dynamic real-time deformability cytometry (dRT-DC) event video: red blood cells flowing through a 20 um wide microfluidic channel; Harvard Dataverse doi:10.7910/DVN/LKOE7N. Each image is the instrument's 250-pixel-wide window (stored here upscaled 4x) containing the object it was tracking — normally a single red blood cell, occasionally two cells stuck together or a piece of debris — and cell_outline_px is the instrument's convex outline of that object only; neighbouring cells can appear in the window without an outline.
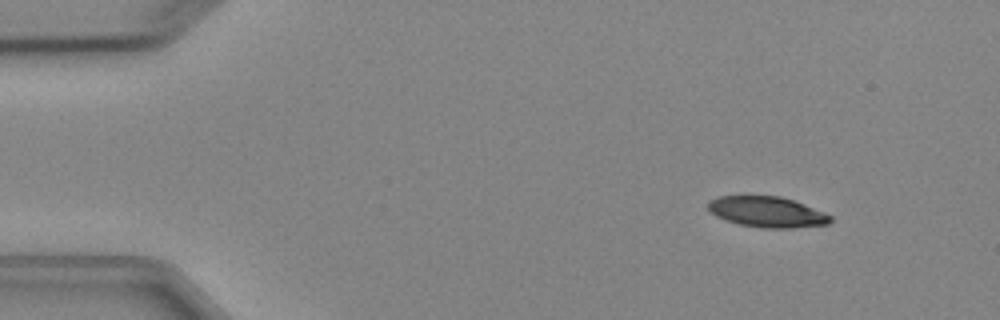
{"species": "Egyptian fruit bat (a non-hibernating species)", "species_latin": "Rousettus aegyptiacus", "temperature_condition": "cold", "stored_images_in_passage": 4, "camera_frame_rate_fps": 3000, "um_per_image_px": 0.085, "animal": {"sex": "female"}, "frame": {"image": 1, "passage_image": 1, "time_ms": 0.0, "image_size_px": [1000, 320], "cell_outline_px": [[832, 220], [828, 224], [792, 228], [760, 228], [740, 224], [724, 220], [708, 212], [708, 200], [716, 196], [744, 192], [780, 196], [804, 204], [824, 212], [832, 216]], "centroid_in_image_um": [65.09, 17.96], "position_along_channel_um": 19.9, "area_um2": 22.95}}
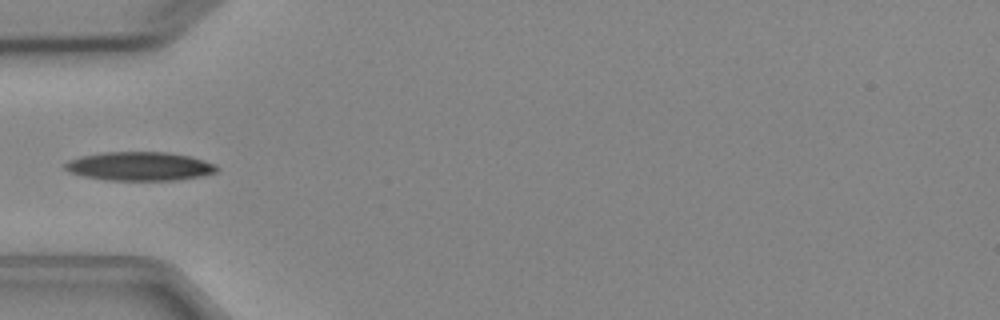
{"frame": {"image": 2, "passage_image": 4, "time_ms": 3.667, "image_size_px": [1000, 320], "cell_outline_px": [[220, 168], [216, 172], [200, 176], [176, 180], [108, 180], [84, 176], [68, 172], [64, 168], [64, 164], [68, 160], [80, 156], [104, 152], [168, 152], [192, 156], [216, 164]], "centroid_in_image_um": [11.88, 14.12], "position_along_channel_um": 73.1, "area_um2": 25.61}}